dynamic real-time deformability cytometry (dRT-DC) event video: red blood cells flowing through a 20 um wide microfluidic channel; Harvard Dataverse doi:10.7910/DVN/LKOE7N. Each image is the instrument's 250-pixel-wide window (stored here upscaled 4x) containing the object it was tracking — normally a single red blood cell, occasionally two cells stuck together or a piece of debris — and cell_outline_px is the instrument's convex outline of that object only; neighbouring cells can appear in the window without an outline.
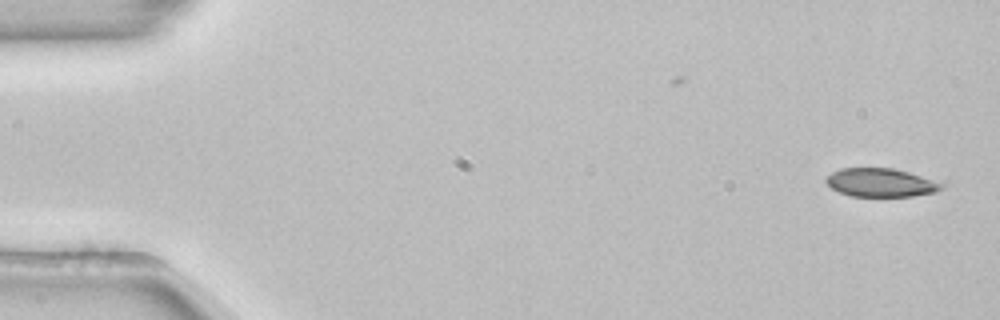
{"species": "common noctule bat (a hibernating species)", "species_latin": "Nyctalus noctula", "temperature_condition": "room temperature", "stored_images_in_passage": 52, "camera_frame_rate_fps": 3000, "um_per_image_px": 0.085, "animal": {"sex": "female", "body_mass_g": 22.7, "forearm_length_mm": 54.2}, "frame": {"image": 1, "passage_image": 1, "time_ms": 0.0, "image_size_px": [1000, 320], "cell_outline_px": [[944, 188], [936, 192], [912, 196], [852, 196], [840, 192], [832, 188], [824, 180], [832, 172], [840, 168], [892, 168], [908, 172], [944, 184]], "centroid_in_image_um": [74.86, 15.52], "position_along_channel_um": 10.1, "area_um2": 18.96}}
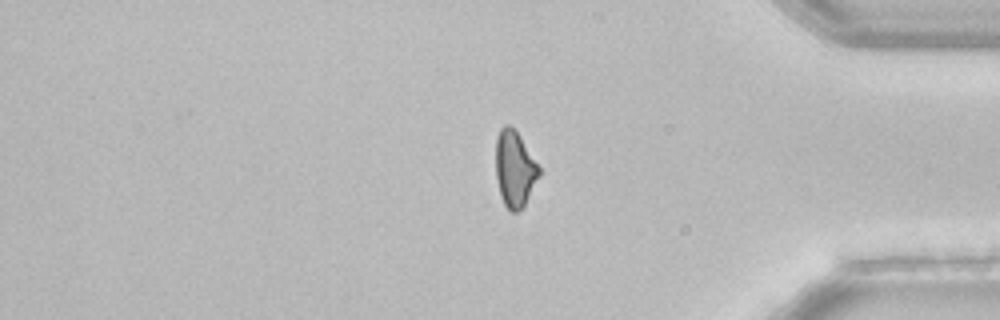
{"frame": {"image": 2, "passage_image": 43, "time_ms": 14.0, "image_size_px": [1000, 320], "cell_outline_px": [[540, 176], [524, 208], [520, 212], [512, 212], [504, 204], [500, 196], [496, 180], [496, 136], [500, 128], [504, 124], [508, 124], [520, 136], [540, 168]], "centroid_in_image_um": [43.75, 14.4], "position_along_channel_um": 391.5, "area_um2": 19.48}}
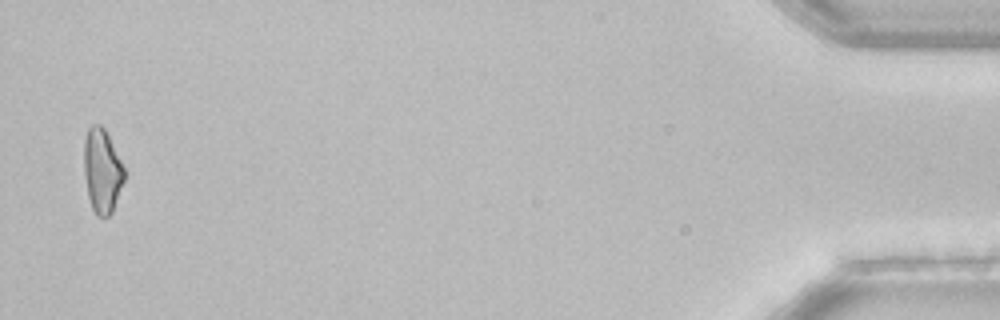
{"frame": {"image": 3, "passage_image": 51, "time_ms": 16.667, "image_size_px": [1000, 320], "cell_outline_px": [[124, 180], [112, 212], [108, 216], [96, 216], [92, 208], [88, 196], [84, 176], [84, 140], [88, 128], [92, 124], [100, 124], [104, 128], [124, 168]], "centroid_in_image_um": [8.65, 14.52], "position_along_channel_um": 426.5, "area_um2": 19.54}, "authors_computed_cell_mechanics": {"area_um2": 20.4323, "velocity_mm_per_s": 3.8799, "shape_relaxation_time_tau1_ms": 5.0252, "shape_relaxation_time_tau2_ms": null, "deformation_change_tau1": 0.1271, "deformation_change_tau2": null}}